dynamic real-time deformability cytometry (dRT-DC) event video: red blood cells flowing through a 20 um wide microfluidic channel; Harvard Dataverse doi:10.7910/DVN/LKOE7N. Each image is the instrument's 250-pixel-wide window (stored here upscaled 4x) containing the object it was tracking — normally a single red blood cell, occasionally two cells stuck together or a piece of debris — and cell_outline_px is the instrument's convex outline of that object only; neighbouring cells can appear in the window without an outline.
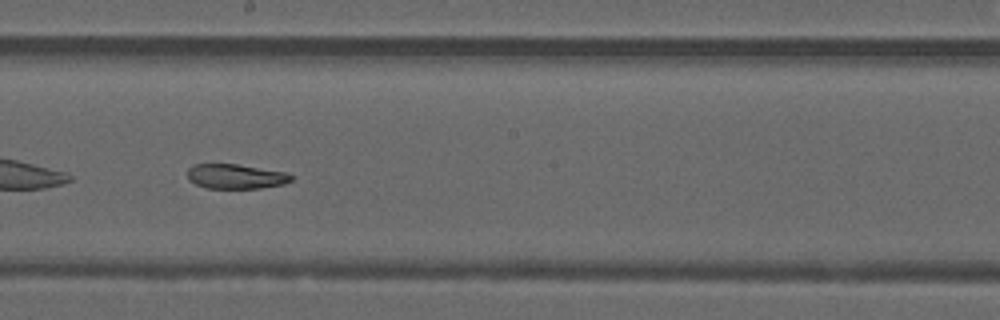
{"species": "common noctule bat (a hibernating species)", "species_latin": "Nyctalus noctula", "temperature_condition": "warm", "stored_images_in_passage": 36, "camera_frame_rate_fps": 3000, "um_per_image_px": 0.085, "animal": {"sex": "male", "forearm_length_mm": 52.5}, "frame": {"image": 1, "passage_image": 16, "time_ms": 5.0, "image_size_px": [1000, 320], "cell_outline_px": [[296, 176], [292, 180], [284, 184], [260, 188], [208, 188], [196, 184], [188, 180], [188, 168], [192, 164], [236, 164], [284, 172]], "centroid_in_image_um": [20.04, 14.99], "position_along_channel_um": 228.2, "area_um2": 14.91}, "authors_computed_cell_mechanics": {"area_um2": 17.3111, "velocity_mm_per_s": 4.1645, "shape_relaxation_time_tau1_ms": null, "shape_relaxation_time_tau2_ms": 3.4336, "deformation_change_tau1": null, "deformation_change_tau2": 0.1098}}